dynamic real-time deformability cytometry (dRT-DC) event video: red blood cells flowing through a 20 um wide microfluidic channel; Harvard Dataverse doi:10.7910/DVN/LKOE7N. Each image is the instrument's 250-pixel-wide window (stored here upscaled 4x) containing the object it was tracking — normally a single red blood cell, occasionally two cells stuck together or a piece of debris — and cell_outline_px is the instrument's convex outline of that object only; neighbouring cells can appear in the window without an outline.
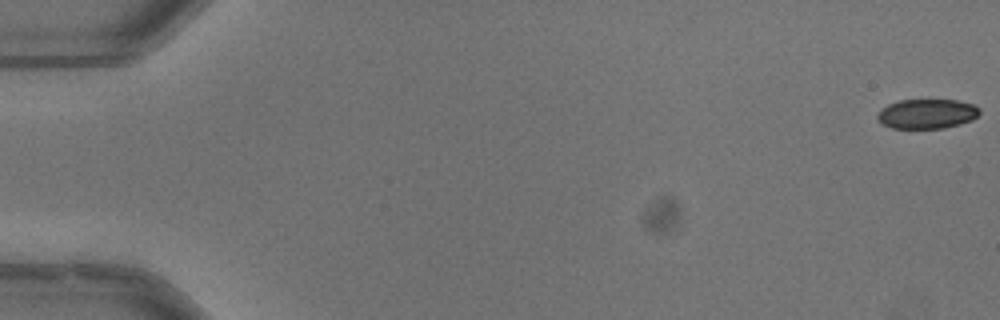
{"species": "common noctule bat (a hibernating species)", "species_latin": "Nyctalus noctula", "temperature_condition": "warm", "stored_images_in_passage": 53, "camera_frame_rate_fps": 3000, "um_per_image_px": 0.085, "animal": {"sex": "male", "body_mass_g": 13.3}, "frame": {"image": 1, "passage_image": 1, "time_ms": 0.0, "image_size_px": [1000, 320], "cell_outline_px": [[980, 112], [972, 120], [960, 124], [944, 128], [892, 128], [880, 124], [876, 120], [876, 116], [888, 104], [900, 100], [956, 100], [972, 104], [980, 108]], "centroid_in_image_um": [78.77, 9.68], "position_along_channel_um": 6.2, "area_um2": 17.63}}
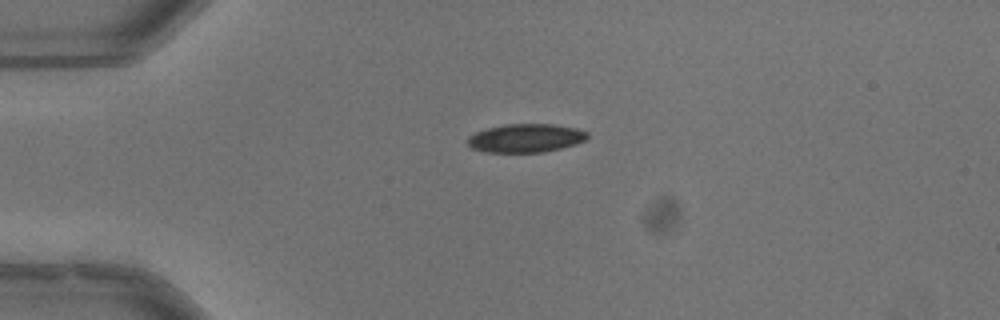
{"frame": {"image": 2, "passage_image": 14, "time_ms": 4.333, "image_size_px": [1000, 320], "cell_outline_px": [[588, 140], [576, 144], [544, 152], [484, 152], [472, 148], [468, 144], [468, 136], [476, 132], [488, 128], [504, 124], [552, 124], [576, 128], [588, 132]], "centroid_in_image_um": [44.71, 11.74], "position_along_channel_um": 40.3, "area_um2": 19.94}}
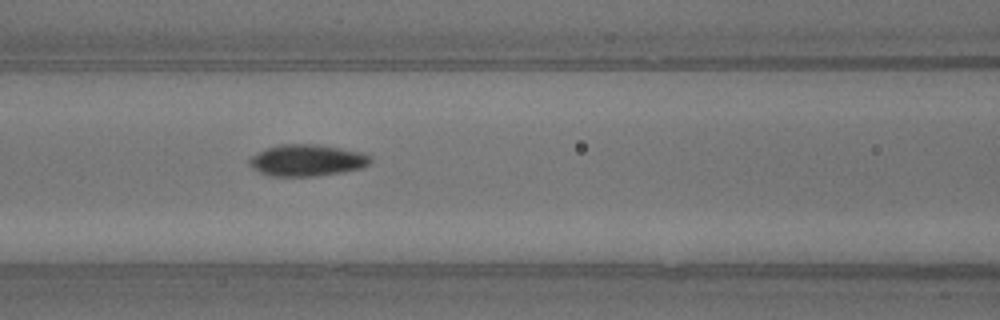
{"frame": {"image": 3, "passage_image": 24, "time_ms": 7.667, "image_size_px": [1000, 320], "cell_outline_px": [[372, 160], [364, 168], [344, 172], [312, 176], [272, 176], [260, 172], [252, 168], [248, 164], [248, 160], [252, 156], [264, 148], [280, 144], [320, 144], [364, 152], [372, 156]], "centroid_in_image_um": [26.13, 13.61], "position_along_channel_um": 140.5, "area_um2": 22.66}, "authors_computed_cell_mechanics": {"area_um2": 20.7502, "velocity_mm_per_s": 3.9809, "shape_relaxation_time_tau1_ms": 7.0758, "shape_relaxation_time_tau2_ms": 7.811, "deformation_change_tau1": 0.1813, "deformation_change_tau2": 0.0829}}